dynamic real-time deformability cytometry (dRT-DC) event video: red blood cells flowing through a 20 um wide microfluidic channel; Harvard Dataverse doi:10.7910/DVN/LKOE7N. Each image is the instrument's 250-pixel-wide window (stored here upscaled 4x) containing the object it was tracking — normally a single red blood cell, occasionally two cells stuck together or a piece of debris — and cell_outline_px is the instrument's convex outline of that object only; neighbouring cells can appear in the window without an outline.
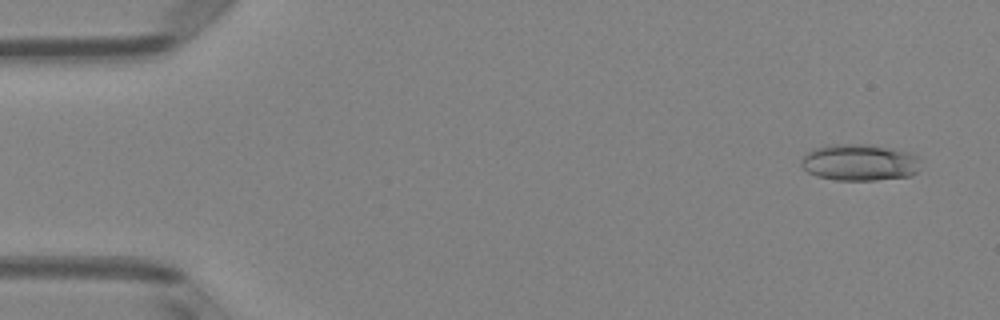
{"species": "Egyptian fruit bat (a non-hibernating species)", "species_latin": "Rousettus aegyptiacus", "temperature_condition": "room temperature", "stored_images_in_passage": 50, "camera_frame_rate_fps": 3000, "um_per_image_px": 0.085, "animal": {"sex": "female"}, "frame": {"image": 1, "passage_image": 3, "time_ms": 0.667, "image_size_px": [1000, 320], "cell_outline_px": [[916, 172], [912, 176], [876, 180], [836, 180], [816, 176], [808, 172], [800, 164], [800, 160], [812, 148], [824, 144], [872, 144], [892, 148], [908, 152], [916, 156]], "centroid_in_image_um": [72.99, 13.79], "position_along_channel_um": 12.0, "area_um2": 25.55}}
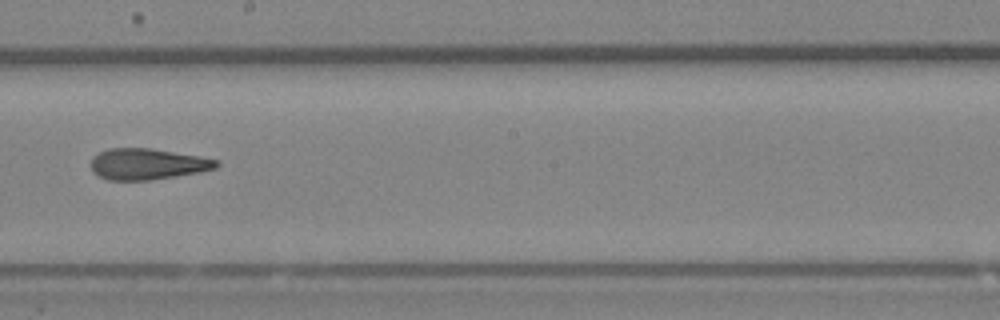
{"frame": {"image": 2, "passage_image": 29, "time_ms": 9.333, "image_size_px": [1000, 320], "cell_outline_px": [[220, 164], [216, 168], [200, 172], [152, 180], [108, 180], [92, 172], [88, 164], [92, 156], [108, 148], [152, 148], [220, 160]], "centroid_in_image_um": [12.49, 13.94], "position_along_channel_um": 235.7, "area_um2": 23.0}}
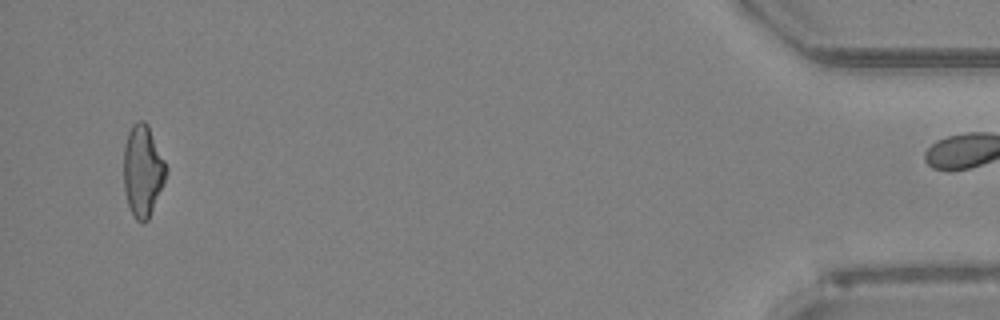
{"frame": {"image": 3, "passage_image": 49, "time_ms": 16.0, "image_size_px": [1000, 320], "cell_outline_px": [[168, 168], [164, 184], [148, 220], [144, 224], [136, 220], [128, 204], [124, 192], [124, 144], [128, 132], [132, 124], [136, 120], [144, 120], [148, 124]], "centroid_in_image_um": [12.14, 14.5], "position_along_channel_um": 423.1, "area_um2": 22.89}, "authors_computed_cell_mechanics": {"area_um2": 23.2645, "velocity_mm_per_s": 4.0226, "shape_relaxation_time_tau1_ms": null, "shape_relaxation_time_tau2_ms": 2.8451, "deformation_change_tau1": null, "deformation_change_tau2": 0.123}}